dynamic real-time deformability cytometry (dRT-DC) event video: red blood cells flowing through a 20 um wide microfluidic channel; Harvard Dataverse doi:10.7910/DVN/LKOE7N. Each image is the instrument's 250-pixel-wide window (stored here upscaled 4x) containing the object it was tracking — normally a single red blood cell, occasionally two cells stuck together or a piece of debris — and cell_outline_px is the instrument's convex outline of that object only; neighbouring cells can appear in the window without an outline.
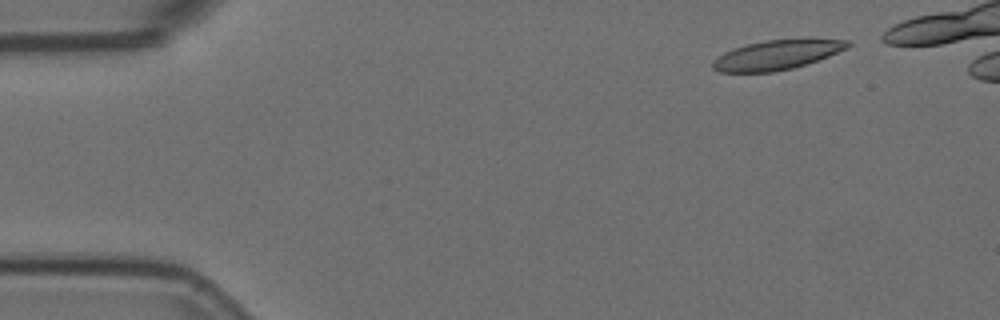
{"species": "Egyptian fruit bat (a non-hibernating species)", "species_latin": "Rousettus aegyptiacus", "temperature_condition": "room temperature", "stored_images_in_passage": 4, "camera_frame_rate_fps": 3000, "um_per_image_px": 0.085, "animal": {"sex": "female"}, "frame": {"image": 1, "passage_image": 1, "time_ms": 0.0, "image_size_px": [1000, 320], "cell_outline_px": [[852, 44], [848, 48], [828, 56], [792, 68], [772, 72], [720, 72], [712, 68], [712, 60], [724, 52], [748, 44], [764, 40], [808, 36], [852, 40]], "centroid_in_image_um": [66.14, 4.6], "position_along_channel_um": 18.9, "area_um2": 23.99}}